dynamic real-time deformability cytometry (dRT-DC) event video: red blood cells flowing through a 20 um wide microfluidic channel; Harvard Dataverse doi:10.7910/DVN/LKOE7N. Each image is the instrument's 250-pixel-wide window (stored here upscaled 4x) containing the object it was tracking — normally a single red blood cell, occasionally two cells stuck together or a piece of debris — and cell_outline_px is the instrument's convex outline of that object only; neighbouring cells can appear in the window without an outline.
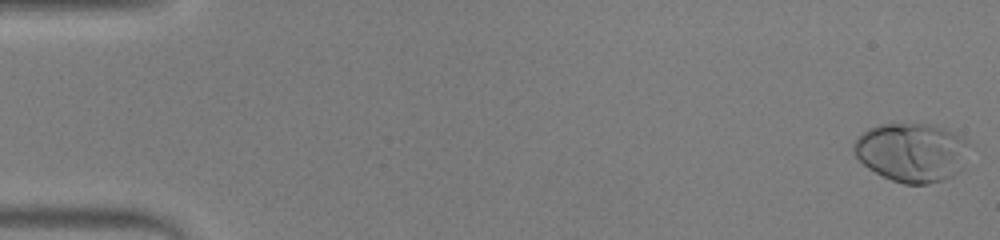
{"species": "human", "species_latin": "Homo sapiens", "temperature_condition": "warm", "stored_images_in_passage": 49, "camera_frame_rate_fps": 3000, "um_per_image_px": 0.085, "donor": {"sex": "male"}, "frame": {"image": 1, "passage_image": 1, "time_ms": 0.0, "image_size_px": [1000, 240], "cell_outline_px": [[964, 168], [960, 172], [944, 180], [928, 184], [904, 184], [892, 180], [868, 168], [856, 156], [852, 148], [852, 144], [868, 128], [880, 124], [928, 124], [944, 128], [960, 136], [964, 140]], "centroid_in_image_um": [77.46, 12.96], "position_along_channel_um": 7.5, "area_um2": 39.13}}
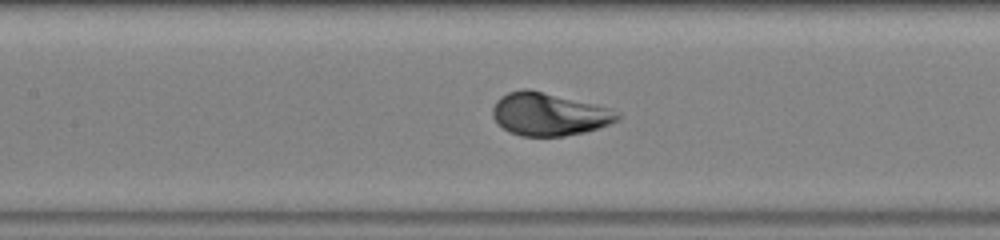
{"frame": {"image": 2, "passage_image": 23, "time_ms": 7.333, "image_size_px": [1000, 240], "cell_outline_px": [[620, 120], [584, 132], [564, 136], [520, 136], [508, 132], [492, 116], [492, 108], [496, 100], [500, 96], [508, 92], [520, 88], [528, 88], [596, 104], [620, 112]], "centroid_in_image_um": [46.64, 9.69], "position_along_channel_um": 160.8, "area_um2": 31.27}}
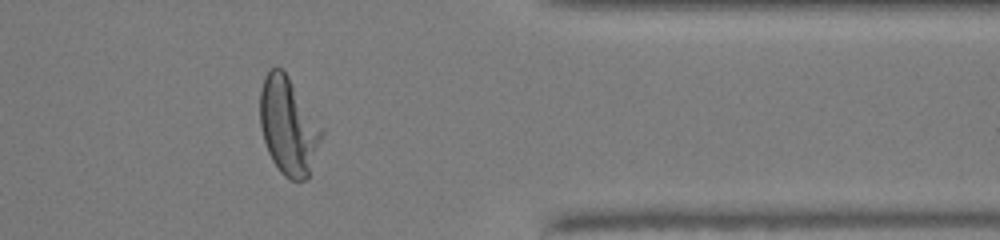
{"frame": {"image": 3, "passage_image": 40, "time_ms": 13.0, "image_size_px": [1000, 240], "cell_outline_px": [[324, 132], [308, 176], [304, 180], [288, 180], [280, 172], [272, 160], [268, 152], [260, 128], [260, 88], [264, 76], [272, 68], [284, 68], [324, 128]], "centroid_in_image_um": [24.51, 10.68], "position_along_channel_um": 386.9, "area_um2": 35.37}}